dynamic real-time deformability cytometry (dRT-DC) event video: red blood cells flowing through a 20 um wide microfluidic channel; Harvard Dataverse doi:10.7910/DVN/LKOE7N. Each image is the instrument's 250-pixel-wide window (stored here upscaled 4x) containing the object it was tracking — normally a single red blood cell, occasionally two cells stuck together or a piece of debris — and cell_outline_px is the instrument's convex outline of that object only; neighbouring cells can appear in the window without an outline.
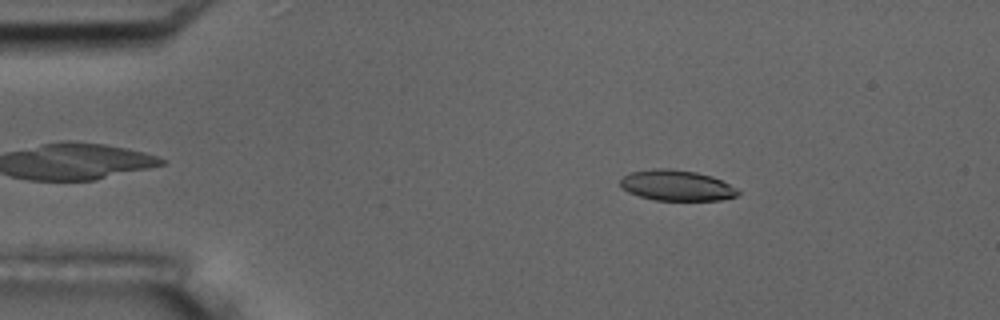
{"species": "common noctule bat (a hibernating species)", "species_latin": "Nyctalus noctula", "temperature_condition": "room temperature", "stored_images_in_passage": 5, "camera_frame_rate_fps": 3000, "um_per_image_px": 0.085, "animal": {"sex": "male", "body_mass_g": 17.5, "forearm_length_mm": 52.3}, "frame": {"image": 1, "passage_image": 2, "time_ms": 1.333, "image_size_px": [1000, 320], "cell_outline_px": [[740, 192], [736, 196], [720, 200], [656, 200], [640, 196], [628, 192], [620, 188], [620, 180], [624, 176], [632, 172], [652, 168], [668, 168], [696, 172], [712, 176], [736, 188]], "centroid_in_image_um": [57.48, 15.76], "position_along_channel_um": 27.5, "area_um2": 20.92}}
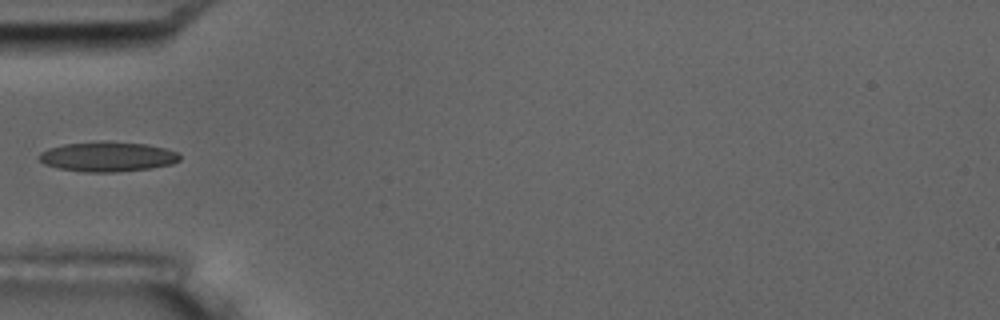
{"frame": {"image": 2, "passage_image": 4, "time_ms": 4.333, "image_size_px": [1000, 320], "cell_outline_px": [[180, 160], [172, 164], [148, 168], [116, 172], [84, 172], [60, 168], [44, 164], [36, 156], [40, 152], [48, 148], [64, 144], [100, 140], [108, 140], [144, 144], [164, 148], [176, 152], [180, 156]], "centroid_in_image_um": [9.09, 13.3], "position_along_channel_um": 75.9, "area_um2": 24.62}}